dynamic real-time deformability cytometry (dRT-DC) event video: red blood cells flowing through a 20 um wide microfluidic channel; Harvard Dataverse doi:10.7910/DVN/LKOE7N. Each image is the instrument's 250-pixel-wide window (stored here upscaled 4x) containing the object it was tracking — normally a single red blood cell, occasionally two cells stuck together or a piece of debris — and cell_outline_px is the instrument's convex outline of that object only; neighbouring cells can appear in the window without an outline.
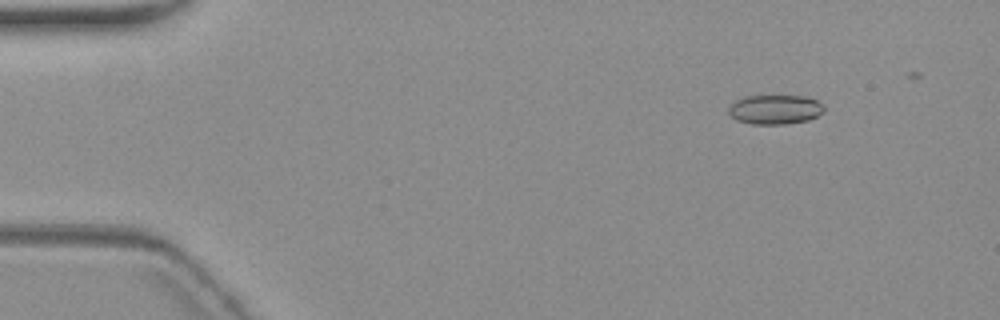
{"species": "common noctule bat (a hibernating species)", "species_latin": "Nyctalus noctula", "temperature_condition": "warm", "stored_images_in_passage": 6, "camera_frame_rate_fps": 3000, "um_per_image_px": 0.085, "animal": {"sex": "female", "body_mass_g": 19.3, "forearm_length_mm": 54.1}, "frame": {"image": 1, "passage_image": 3, "time_ms": 2.333, "image_size_px": [1000, 320], "cell_outline_px": [[824, 112], [808, 120], [784, 124], [752, 124], [736, 120], [728, 112], [728, 104], [744, 96], [804, 96], [816, 100], [824, 104]], "centroid_in_image_um": [65.86, 9.3], "position_along_channel_um": 19.1, "area_um2": 16.47}}
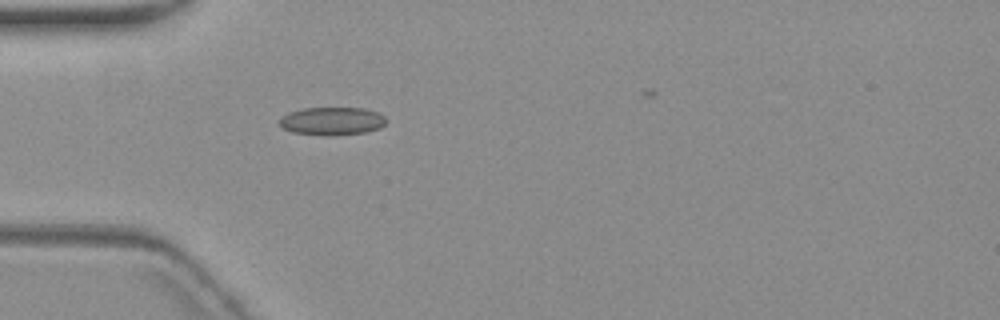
{"frame": {"image": 2, "passage_image": 6, "time_ms": 6.0, "image_size_px": [1000, 320], "cell_outline_px": [[388, 120], [380, 128], [364, 132], [324, 136], [292, 132], [280, 128], [280, 116], [288, 112], [304, 108], [364, 108], [376, 112], [384, 116]], "centroid_in_image_um": [28.18, 10.29], "position_along_channel_um": 56.8, "area_um2": 17.51}}